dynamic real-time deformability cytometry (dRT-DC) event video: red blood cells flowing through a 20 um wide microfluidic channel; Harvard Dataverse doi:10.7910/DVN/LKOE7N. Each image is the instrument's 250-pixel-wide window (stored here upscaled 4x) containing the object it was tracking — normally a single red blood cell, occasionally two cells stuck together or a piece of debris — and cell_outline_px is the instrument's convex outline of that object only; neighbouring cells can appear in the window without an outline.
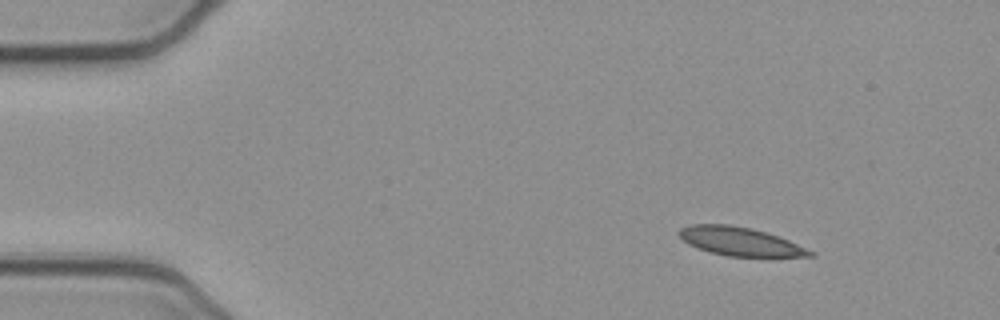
{"species": "common noctule bat (a hibernating species)", "species_latin": "Nyctalus noctula", "temperature_condition": "cold", "stored_images_in_passage": 47, "camera_frame_rate_fps": 3000, "um_per_image_px": 0.085, "animal": {"sex": "female", "body_mass_g": 21.9}, "frame": {"image": 1, "passage_image": 1, "time_ms": 0.0, "image_size_px": [1000, 320], "cell_outline_px": [[816, 256], [764, 260], [728, 256], [708, 252], [696, 248], [688, 244], [680, 236], [680, 228], [688, 224], [728, 224], [752, 228], [788, 240], [816, 252]], "centroid_in_image_um": [63.02, 20.59], "position_along_channel_um": 22.0, "area_um2": 22.89}}
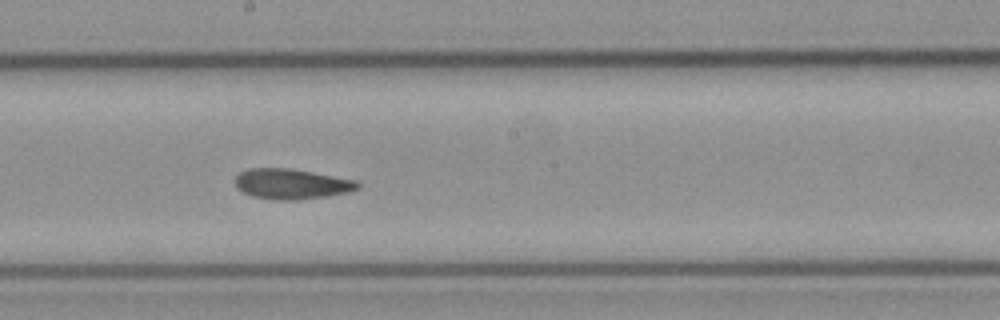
{"frame": {"image": 2, "passage_image": 23, "time_ms": 7.333, "image_size_px": [1000, 320], "cell_outline_px": [[360, 188], [348, 192], [328, 196], [296, 200], [276, 200], [252, 196], [236, 188], [232, 180], [240, 172], [248, 168], [288, 168], [312, 172], [356, 180], [360, 184]], "centroid_in_image_um": [24.74, 15.63], "position_along_channel_um": 223.5, "area_um2": 21.79}}
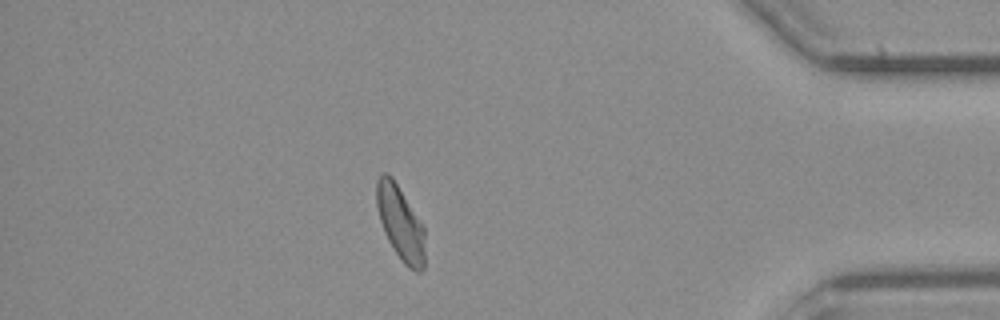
{"frame": {"image": 3, "passage_image": 40, "time_ms": 13.0, "image_size_px": [1000, 320], "cell_outline_px": [[424, 268], [420, 272], [416, 272], [408, 268], [404, 264], [388, 240], [384, 232], [380, 220], [376, 204], [376, 180], [384, 172], [388, 172], [392, 176], [424, 228]], "centroid_in_image_um": [34.02, 18.96], "position_along_channel_um": 401.2, "area_um2": 20.69}, "authors_computed_cell_mechanics": {"area_um2": 21.7906, "velocity_mm_per_s": 3.8676, "shape_relaxation_time_tau1_ms": null, "shape_relaxation_time_tau2_ms": 3.0447, "deformation_change_tau1": null, "deformation_change_tau2": 0.069}}